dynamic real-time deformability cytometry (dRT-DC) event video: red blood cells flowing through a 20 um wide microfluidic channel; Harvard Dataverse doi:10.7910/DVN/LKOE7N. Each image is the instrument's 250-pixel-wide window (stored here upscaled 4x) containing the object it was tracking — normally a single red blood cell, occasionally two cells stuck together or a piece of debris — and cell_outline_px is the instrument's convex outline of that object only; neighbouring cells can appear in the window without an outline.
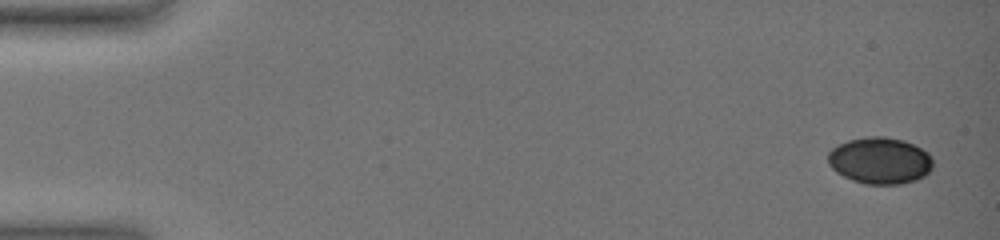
{"species": "common noctule bat (a hibernating species)", "species_latin": "Nyctalus noctula", "temperature_condition": "warm", "stored_images_in_passage": 6, "camera_frame_rate_fps": 3000, "um_per_image_px": 0.085, "animal": {"sex": "female", "body_mass_g": 19.0, "forearm_length_mm": 51.5}, "frame": {"image": 1, "passage_image": 1, "time_ms": 0.0, "image_size_px": [1000, 240], "cell_outline_px": [[932, 168], [924, 176], [916, 180], [900, 184], [864, 184], [852, 180], [836, 172], [828, 164], [828, 152], [832, 148], [848, 140], [868, 136], [884, 136], [904, 140], [928, 152], [932, 156]], "centroid_in_image_um": [74.79, 13.65], "position_along_channel_um": 10.2, "area_um2": 28.61}}
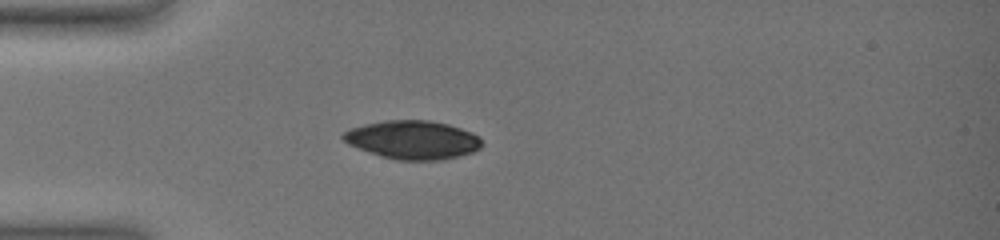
{"frame": {"image": 2, "passage_image": 6, "time_ms": 5.0, "image_size_px": [1000, 240], "cell_outline_px": [[484, 144], [480, 148], [472, 152], [444, 160], [396, 160], [380, 156], [368, 152], [348, 144], [340, 136], [344, 132], [352, 128], [364, 124], [384, 120], [432, 120], [448, 124], [472, 132], [480, 136]], "centroid_in_image_um": [35.1, 11.88], "position_along_channel_um": 49.9, "area_um2": 31.39}}